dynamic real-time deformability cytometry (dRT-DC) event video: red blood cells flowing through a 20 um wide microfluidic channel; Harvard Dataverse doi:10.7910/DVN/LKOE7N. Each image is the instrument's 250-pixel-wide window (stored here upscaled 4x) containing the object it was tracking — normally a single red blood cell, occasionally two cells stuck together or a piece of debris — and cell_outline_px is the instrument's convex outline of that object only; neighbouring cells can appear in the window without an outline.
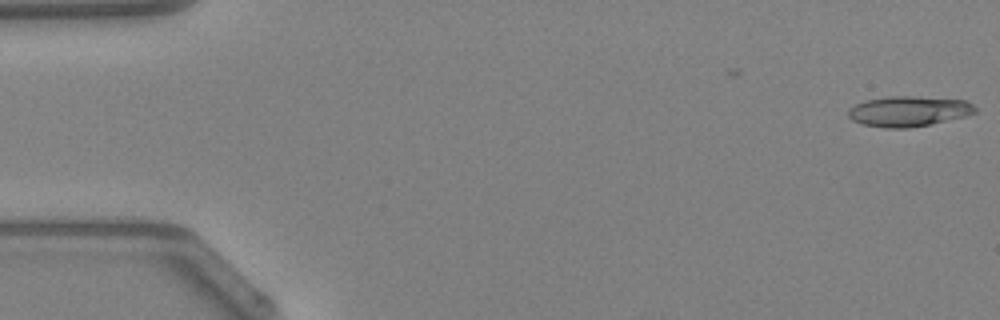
{"species": "Egyptian fruit bat (a non-hibernating species)", "species_latin": "Rousettus aegyptiacus", "temperature_condition": "warm", "stored_images_in_passage": 15, "camera_frame_rate_fps": 3000, "um_per_image_px": 0.085, "animal": {"sex": "female"}, "frame": {"image": 1, "passage_image": 1, "time_ms": 0.0, "image_size_px": [1000, 320], "cell_outline_px": [[976, 112], [964, 116], [928, 124], [908, 128], [884, 128], [860, 124], [852, 120], [848, 116], [848, 108], [856, 104], [868, 100], [892, 96], [912, 96], [964, 100], [972, 104], [976, 108]], "centroid_in_image_um": [77.18, 9.46], "position_along_channel_um": 7.8, "area_um2": 22.2}}